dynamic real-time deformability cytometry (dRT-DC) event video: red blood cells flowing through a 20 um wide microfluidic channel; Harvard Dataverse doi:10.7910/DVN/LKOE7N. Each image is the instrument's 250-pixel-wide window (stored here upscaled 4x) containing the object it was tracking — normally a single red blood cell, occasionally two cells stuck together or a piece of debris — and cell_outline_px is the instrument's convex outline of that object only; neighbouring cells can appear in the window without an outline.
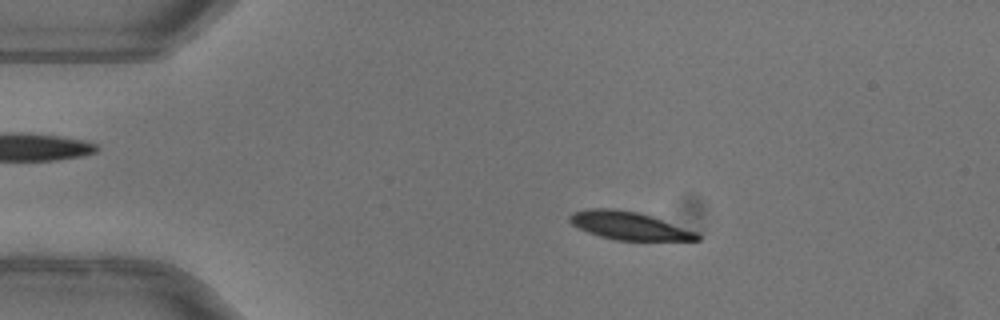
{"species": "common noctule bat (a hibernating species)", "species_latin": "Nyctalus noctula", "temperature_condition": "warm", "stored_images_in_passage": 51, "camera_frame_rate_fps": 3000, "um_per_image_px": 0.085, "animal": {"sex": "female"}, "frame": {"image": 1, "passage_image": 10, "time_ms": 3.0, "image_size_px": [1000, 320], "cell_outline_px": [[700, 240], [616, 240], [600, 236], [588, 232], [572, 224], [568, 220], [568, 216], [572, 212], [588, 208], [612, 208], [636, 212], [652, 216], [696, 232], [700, 236]], "centroid_in_image_um": [53.42, 19.17], "position_along_channel_um": 31.6, "area_um2": 20.58}}
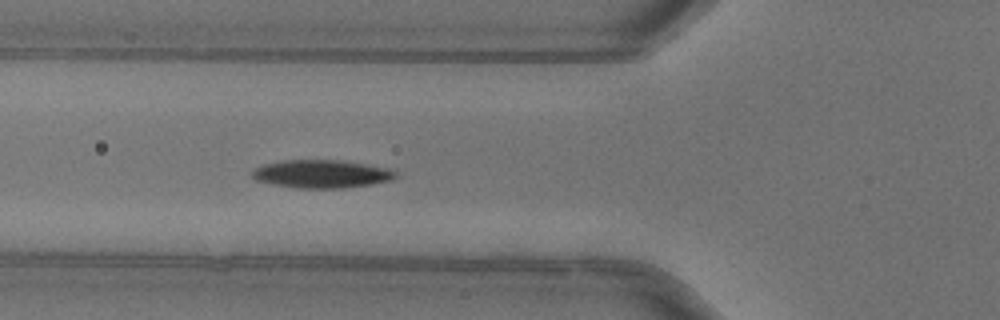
{"frame": {"image": 2, "passage_image": 19, "time_ms": 6.0, "image_size_px": [1000, 320], "cell_outline_px": [[396, 176], [392, 180], [372, 184], [344, 188], [296, 188], [272, 184], [256, 180], [252, 176], [252, 172], [256, 168], [264, 164], [280, 160], [340, 160], [388, 168], [396, 172]], "centroid_in_image_um": [27.32, 14.78], "position_along_channel_um": 98.5, "area_um2": 23.41}, "authors_computed_cell_mechanics": {"area_um2": 22.1374, "velocity_mm_per_s": 4.0066, "shape_relaxation_time_tau1_ms": 2.79, "shape_relaxation_time_tau2_ms": null, "deformation_change_tau1": 0.1218, "deformation_change_tau2": null}}